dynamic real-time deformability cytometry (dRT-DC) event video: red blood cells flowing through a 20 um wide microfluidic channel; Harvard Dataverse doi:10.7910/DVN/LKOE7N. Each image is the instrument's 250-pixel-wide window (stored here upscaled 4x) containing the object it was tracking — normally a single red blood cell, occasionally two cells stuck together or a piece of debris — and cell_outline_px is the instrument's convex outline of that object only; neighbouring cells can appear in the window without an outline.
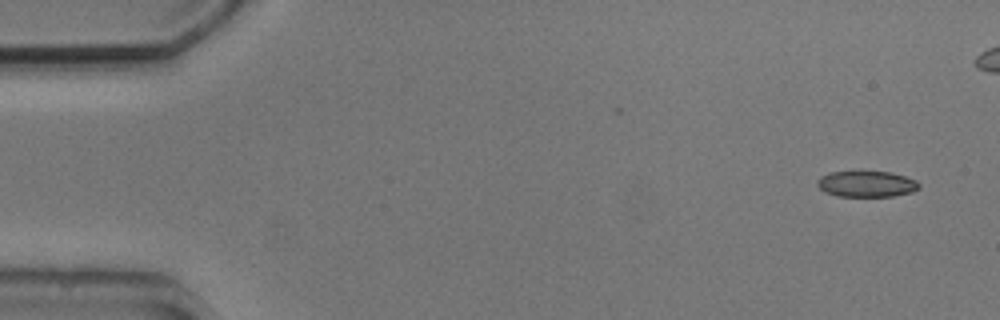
{"species": "common noctule bat (a hibernating species)", "species_latin": "Nyctalus noctula", "temperature_condition": "cold", "stored_images_in_passage": 8, "camera_frame_rate_fps": 3000, "um_per_image_px": 0.085, "animal": {"sex": "male", "body_mass_g": 20.5, "forearm_length_mm": 52.5}, "frame": {"image": 1, "passage_image": 1, "time_ms": 0.0, "image_size_px": [1000, 320], "cell_outline_px": [[920, 188], [912, 192], [892, 196], [836, 196], [824, 192], [816, 184], [816, 180], [820, 176], [828, 172], [892, 172], [916, 180], [920, 184]], "centroid_in_image_um": [73.63, 15.64], "position_along_channel_um": 11.4, "area_um2": 15.49}}